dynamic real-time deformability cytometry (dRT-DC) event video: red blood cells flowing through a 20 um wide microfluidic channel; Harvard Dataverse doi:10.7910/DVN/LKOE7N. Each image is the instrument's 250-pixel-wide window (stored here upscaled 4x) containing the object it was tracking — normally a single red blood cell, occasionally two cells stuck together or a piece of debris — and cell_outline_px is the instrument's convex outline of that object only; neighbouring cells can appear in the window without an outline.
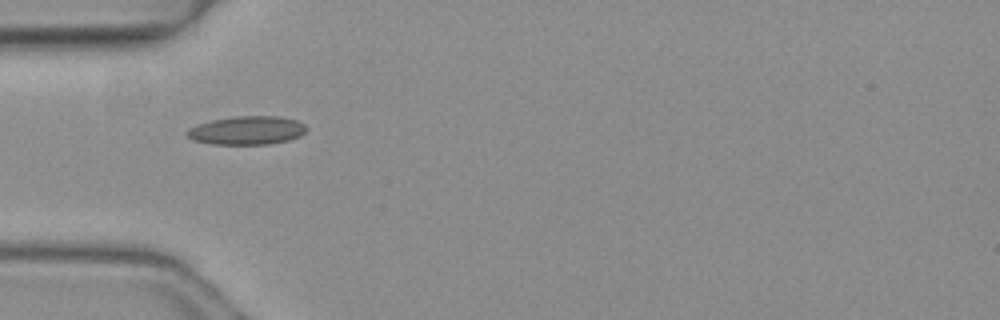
{"species": "common noctule bat (a hibernating species)", "species_latin": "Nyctalus noctula", "temperature_condition": "warm", "stored_images_in_passage": 3, "camera_frame_rate_fps": 3000, "um_per_image_px": 0.085, "animal": {"sex": "female", "body_mass_g": 19.3, "forearm_length_mm": 54.1}, "frame": {"image": 1, "passage_image": 1, "time_ms": 0.0, "image_size_px": [1000, 320], "cell_outline_px": [[308, 128], [300, 136], [288, 140], [268, 144], [212, 144], [196, 140], [188, 136], [184, 132], [188, 128], [212, 120], [232, 116], [280, 116], [296, 120], [304, 124]], "centroid_in_image_um": [21.01, 11.07], "position_along_channel_um": 64.0, "area_um2": 19.77}}
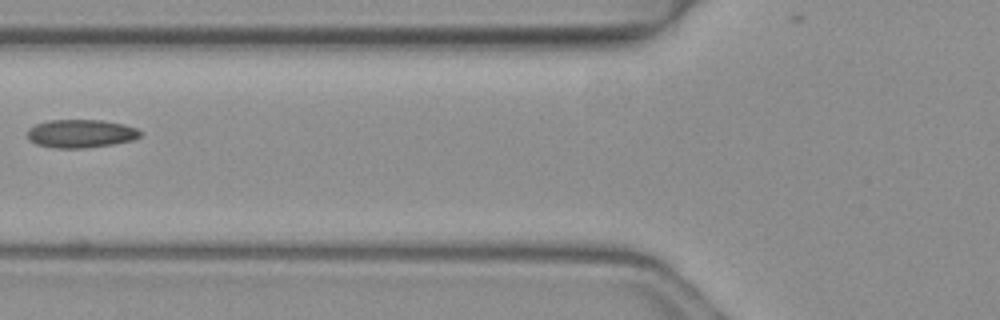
{"frame": {"image": 2, "passage_image": 2, "time_ms": 0.333, "image_size_px": [1000, 320], "cell_outline_px": [[140, 136], [132, 140], [112, 144], [84, 148], [56, 148], [36, 144], [28, 140], [28, 128], [36, 124], [48, 120], [100, 120], [124, 124], [136, 128], [140, 132]], "centroid_in_image_um": [6.83, 11.35], "position_along_channel_um": 119.0, "area_um2": 18.5}}
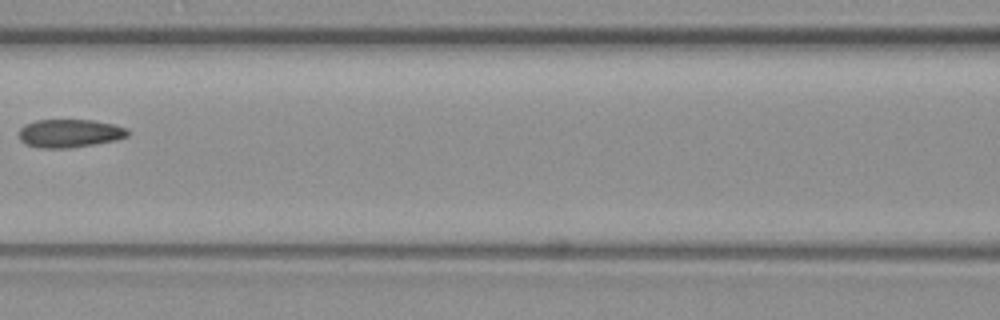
{"frame": {"image": 3, "passage_image": 3, "time_ms": 0.667, "image_size_px": [1000, 320], "cell_outline_px": [[128, 136], [116, 140], [68, 148], [40, 148], [24, 144], [20, 140], [20, 128], [24, 124], [36, 120], [92, 120], [112, 124], [128, 128]], "centroid_in_image_um": [5.89, 11.33], "position_along_channel_um": 160.7, "area_um2": 17.86}}